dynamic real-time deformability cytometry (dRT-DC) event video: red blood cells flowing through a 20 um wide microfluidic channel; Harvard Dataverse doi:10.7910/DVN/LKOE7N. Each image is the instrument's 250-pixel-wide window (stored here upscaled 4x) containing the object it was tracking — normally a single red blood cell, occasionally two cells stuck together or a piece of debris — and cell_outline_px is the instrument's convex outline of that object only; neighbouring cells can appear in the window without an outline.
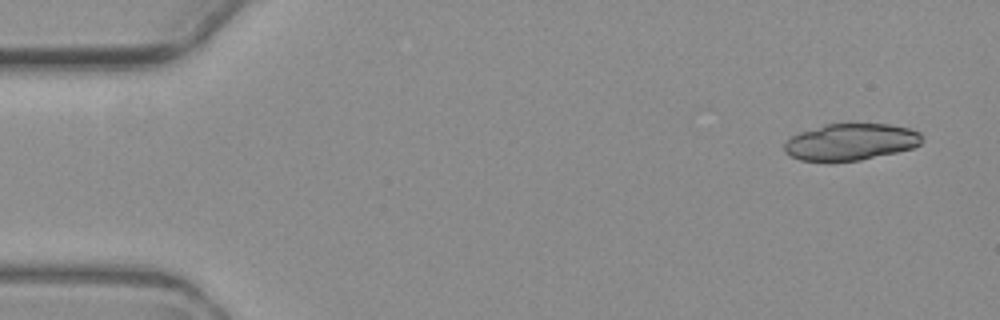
{"species": "common noctule bat (a hibernating species)", "species_latin": "Nyctalus noctula", "temperature_condition": "warm", "stored_images_in_passage": 3, "camera_frame_rate_fps": 3000, "um_per_image_px": 0.085, "animal": {"sex": "female", "body_mass_g": 19.3, "forearm_length_mm": 54.1}, "frame": {"image": 1, "passage_image": 1, "time_ms": 0.0, "image_size_px": [1000, 320], "cell_outline_px": [[924, 140], [920, 144], [912, 148], [896, 152], [860, 160], [800, 160], [784, 152], [784, 144], [792, 136], [800, 132], [824, 124], [848, 120], [888, 124], [908, 128], [920, 132], [924, 136]], "centroid_in_image_um": [72.35, 12.0], "position_along_channel_um": 12.6, "area_um2": 30.06}}